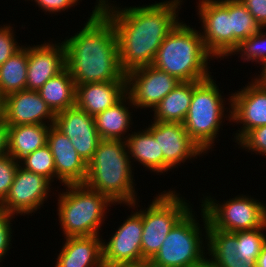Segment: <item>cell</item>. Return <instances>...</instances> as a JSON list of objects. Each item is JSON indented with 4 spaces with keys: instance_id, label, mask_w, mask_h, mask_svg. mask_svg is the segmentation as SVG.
Listing matches in <instances>:
<instances>
[{
    "instance_id": "obj_1",
    "label": "cell",
    "mask_w": 266,
    "mask_h": 267,
    "mask_svg": "<svg viewBox=\"0 0 266 267\" xmlns=\"http://www.w3.org/2000/svg\"><path fill=\"white\" fill-rule=\"evenodd\" d=\"M182 1L121 8L110 0H99V10L115 27L120 66L125 74L153 64L163 40L180 22Z\"/></svg>"
},
{
    "instance_id": "obj_2",
    "label": "cell",
    "mask_w": 266,
    "mask_h": 267,
    "mask_svg": "<svg viewBox=\"0 0 266 267\" xmlns=\"http://www.w3.org/2000/svg\"><path fill=\"white\" fill-rule=\"evenodd\" d=\"M96 1L81 30L63 40L65 66L75 85L126 81L120 66L115 27L99 10V0Z\"/></svg>"
},
{
    "instance_id": "obj_3",
    "label": "cell",
    "mask_w": 266,
    "mask_h": 267,
    "mask_svg": "<svg viewBox=\"0 0 266 267\" xmlns=\"http://www.w3.org/2000/svg\"><path fill=\"white\" fill-rule=\"evenodd\" d=\"M133 164L125 141L101 139L87 163L84 184L108 196L116 205L132 204L138 200Z\"/></svg>"
},
{
    "instance_id": "obj_4",
    "label": "cell",
    "mask_w": 266,
    "mask_h": 267,
    "mask_svg": "<svg viewBox=\"0 0 266 267\" xmlns=\"http://www.w3.org/2000/svg\"><path fill=\"white\" fill-rule=\"evenodd\" d=\"M210 59L200 31L180 21L163 40L152 65L179 81H202L212 74Z\"/></svg>"
},
{
    "instance_id": "obj_5",
    "label": "cell",
    "mask_w": 266,
    "mask_h": 267,
    "mask_svg": "<svg viewBox=\"0 0 266 267\" xmlns=\"http://www.w3.org/2000/svg\"><path fill=\"white\" fill-rule=\"evenodd\" d=\"M58 194L57 215L65 237L100 235L108 207L115 203L106 195L88 188L85 184L64 185ZM68 188V189H67Z\"/></svg>"
},
{
    "instance_id": "obj_6",
    "label": "cell",
    "mask_w": 266,
    "mask_h": 267,
    "mask_svg": "<svg viewBox=\"0 0 266 267\" xmlns=\"http://www.w3.org/2000/svg\"><path fill=\"white\" fill-rule=\"evenodd\" d=\"M212 78L213 76H210L202 81H194L191 104L183 122L187 134L205 154L210 149L213 150L223 120L228 118L226 120L231 121V109L227 106L225 108L227 104L221 95L223 92H220ZM225 111L229 114H225Z\"/></svg>"
},
{
    "instance_id": "obj_7",
    "label": "cell",
    "mask_w": 266,
    "mask_h": 267,
    "mask_svg": "<svg viewBox=\"0 0 266 267\" xmlns=\"http://www.w3.org/2000/svg\"><path fill=\"white\" fill-rule=\"evenodd\" d=\"M200 210L203 229L191 208L170 230L159 251L150 260L152 263L161 267H194L206 260L207 243L204 242L208 220L203 208Z\"/></svg>"
},
{
    "instance_id": "obj_8",
    "label": "cell",
    "mask_w": 266,
    "mask_h": 267,
    "mask_svg": "<svg viewBox=\"0 0 266 267\" xmlns=\"http://www.w3.org/2000/svg\"><path fill=\"white\" fill-rule=\"evenodd\" d=\"M266 224L253 230L228 233L208 224L206 259L215 267H256V260L266 244Z\"/></svg>"
},
{
    "instance_id": "obj_9",
    "label": "cell",
    "mask_w": 266,
    "mask_h": 267,
    "mask_svg": "<svg viewBox=\"0 0 266 267\" xmlns=\"http://www.w3.org/2000/svg\"><path fill=\"white\" fill-rule=\"evenodd\" d=\"M187 201L172 188L158 194L146 209H141L143 261L156 255L173 226L192 208Z\"/></svg>"
},
{
    "instance_id": "obj_10",
    "label": "cell",
    "mask_w": 266,
    "mask_h": 267,
    "mask_svg": "<svg viewBox=\"0 0 266 267\" xmlns=\"http://www.w3.org/2000/svg\"><path fill=\"white\" fill-rule=\"evenodd\" d=\"M202 195L201 207L213 229L234 233L257 229L266 224V203L254 197L241 194L221 203L211 195Z\"/></svg>"
},
{
    "instance_id": "obj_11",
    "label": "cell",
    "mask_w": 266,
    "mask_h": 267,
    "mask_svg": "<svg viewBox=\"0 0 266 267\" xmlns=\"http://www.w3.org/2000/svg\"><path fill=\"white\" fill-rule=\"evenodd\" d=\"M197 5L205 49L214 59L228 58L233 54L231 0H199Z\"/></svg>"
},
{
    "instance_id": "obj_12",
    "label": "cell",
    "mask_w": 266,
    "mask_h": 267,
    "mask_svg": "<svg viewBox=\"0 0 266 267\" xmlns=\"http://www.w3.org/2000/svg\"><path fill=\"white\" fill-rule=\"evenodd\" d=\"M139 200L127 204L135 212H131L123 223L116 229L111 238L102 241L104 267H132L143 261L141 238L143 224ZM138 204V205H137Z\"/></svg>"
},
{
    "instance_id": "obj_13",
    "label": "cell",
    "mask_w": 266,
    "mask_h": 267,
    "mask_svg": "<svg viewBox=\"0 0 266 267\" xmlns=\"http://www.w3.org/2000/svg\"><path fill=\"white\" fill-rule=\"evenodd\" d=\"M52 182L45 176L18 166L13 184L0 209L13 215H30L37 212L48 200ZM19 214V215H18Z\"/></svg>"
},
{
    "instance_id": "obj_14",
    "label": "cell",
    "mask_w": 266,
    "mask_h": 267,
    "mask_svg": "<svg viewBox=\"0 0 266 267\" xmlns=\"http://www.w3.org/2000/svg\"><path fill=\"white\" fill-rule=\"evenodd\" d=\"M181 81L153 65L126 74V93L136 109H154Z\"/></svg>"
},
{
    "instance_id": "obj_15",
    "label": "cell",
    "mask_w": 266,
    "mask_h": 267,
    "mask_svg": "<svg viewBox=\"0 0 266 267\" xmlns=\"http://www.w3.org/2000/svg\"><path fill=\"white\" fill-rule=\"evenodd\" d=\"M228 96V107L231 108V121L239 126L234 135L235 143L239 142L250 130L266 125V87L255 80Z\"/></svg>"
},
{
    "instance_id": "obj_16",
    "label": "cell",
    "mask_w": 266,
    "mask_h": 267,
    "mask_svg": "<svg viewBox=\"0 0 266 267\" xmlns=\"http://www.w3.org/2000/svg\"><path fill=\"white\" fill-rule=\"evenodd\" d=\"M146 129L153 135L164 157V173L205 153L187 134L183 123L152 121ZM202 154V155H201ZM178 165V166H177Z\"/></svg>"
},
{
    "instance_id": "obj_17",
    "label": "cell",
    "mask_w": 266,
    "mask_h": 267,
    "mask_svg": "<svg viewBox=\"0 0 266 267\" xmlns=\"http://www.w3.org/2000/svg\"><path fill=\"white\" fill-rule=\"evenodd\" d=\"M54 126L70 139L86 163L92 159L101 140L93 116L75 105L55 114Z\"/></svg>"
},
{
    "instance_id": "obj_18",
    "label": "cell",
    "mask_w": 266,
    "mask_h": 267,
    "mask_svg": "<svg viewBox=\"0 0 266 267\" xmlns=\"http://www.w3.org/2000/svg\"><path fill=\"white\" fill-rule=\"evenodd\" d=\"M3 120L8 126L43 124L54 125L55 114L38 91L21 90L4 97Z\"/></svg>"
},
{
    "instance_id": "obj_19",
    "label": "cell",
    "mask_w": 266,
    "mask_h": 267,
    "mask_svg": "<svg viewBox=\"0 0 266 267\" xmlns=\"http://www.w3.org/2000/svg\"><path fill=\"white\" fill-rule=\"evenodd\" d=\"M47 144L51 149L55 164V179L62 186L84 184L87 163L78 155L70 139L51 125L47 134Z\"/></svg>"
},
{
    "instance_id": "obj_20",
    "label": "cell",
    "mask_w": 266,
    "mask_h": 267,
    "mask_svg": "<svg viewBox=\"0 0 266 267\" xmlns=\"http://www.w3.org/2000/svg\"><path fill=\"white\" fill-rule=\"evenodd\" d=\"M63 41L28 46L26 90L38 91L50 78L65 68Z\"/></svg>"
},
{
    "instance_id": "obj_21",
    "label": "cell",
    "mask_w": 266,
    "mask_h": 267,
    "mask_svg": "<svg viewBox=\"0 0 266 267\" xmlns=\"http://www.w3.org/2000/svg\"><path fill=\"white\" fill-rule=\"evenodd\" d=\"M75 86V105L93 117L114 106L127 94L126 81L96 82Z\"/></svg>"
},
{
    "instance_id": "obj_22",
    "label": "cell",
    "mask_w": 266,
    "mask_h": 267,
    "mask_svg": "<svg viewBox=\"0 0 266 267\" xmlns=\"http://www.w3.org/2000/svg\"><path fill=\"white\" fill-rule=\"evenodd\" d=\"M65 240L54 267H104L102 236L65 237Z\"/></svg>"
},
{
    "instance_id": "obj_23",
    "label": "cell",
    "mask_w": 266,
    "mask_h": 267,
    "mask_svg": "<svg viewBox=\"0 0 266 267\" xmlns=\"http://www.w3.org/2000/svg\"><path fill=\"white\" fill-rule=\"evenodd\" d=\"M130 106L133 107L134 105L126 94L114 106L94 116L95 127L101 139L121 141L127 139L128 135L125 136V134L128 133L133 124L131 116L133 112H130Z\"/></svg>"
},
{
    "instance_id": "obj_24",
    "label": "cell",
    "mask_w": 266,
    "mask_h": 267,
    "mask_svg": "<svg viewBox=\"0 0 266 267\" xmlns=\"http://www.w3.org/2000/svg\"><path fill=\"white\" fill-rule=\"evenodd\" d=\"M131 163L139 162L143 167L156 174L164 173V157L153 135L145 128L128 134L125 140Z\"/></svg>"
},
{
    "instance_id": "obj_25",
    "label": "cell",
    "mask_w": 266,
    "mask_h": 267,
    "mask_svg": "<svg viewBox=\"0 0 266 267\" xmlns=\"http://www.w3.org/2000/svg\"><path fill=\"white\" fill-rule=\"evenodd\" d=\"M50 126L43 124L9 126L8 154L19 162L46 145Z\"/></svg>"
},
{
    "instance_id": "obj_26",
    "label": "cell",
    "mask_w": 266,
    "mask_h": 267,
    "mask_svg": "<svg viewBox=\"0 0 266 267\" xmlns=\"http://www.w3.org/2000/svg\"><path fill=\"white\" fill-rule=\"evenodd\" d=\"M194 81H181L153 109L154 121L183 123L188 113Z\"/></svg>"
},
{
    "instance_id": "obj_27",
    "label": "cell",
    "mask_w": 266,
    "mask_h": 267,
    "mask_svg": "<svg viewBox=\"0 0 266 267\" xmlns=\"http://www.w3.org/2000/svg\"><path fill=\"white\" fill-rule=\"evenodd\" d=\"M38 93L54 114L75 106L76 86L66 67L50 78Z\"/></svg>"
},
{
    "instance_id": "obj_28",
    "label": "cell",
    "mask_w": 266,
    "mask_h": 267,
    "mask_svg": "<svg viewBox=\"0 0 266 267\" xmlns=\"http://www.w3.org/2000/svg\"><path fill=\"white\" fill-rule=\"evenodd\" d=\"M26 46L22 45L0 66V94L3 97L26 90L28 45Z\"/></svg>"
},
{
    "instance_id": "obj_29",
    "label": "cell",
    "mask_w": 266,
    "mask_h": 267,
    "mask_svg": "<svg viewBox=\"0 0 266 267\" xmlns=\"http://www.w3.org/2000/svg\"><path fill=\"white\" fill-rule=\"evenodd\" d=\"M261 27L240 0H231V30L233 31V51L238 44L256 34Z\"/></svg>"
},
{
    "instance_id": "obj_30",
    "label": "cell",
    "mask_w": 266,
    "mask_h": 267,
    "mask_svg": "<svg viewBox=\"0 0 266 267\" xmlns=\"http://www.w3.org/2000/svg\"><path fill=\"white\" fill-rule=\"evenodd\" d=\"M19 165L26 170L45 176L51 182L55 179V164L48 144L19 161Z\"/></svg>"
},
{
    "instance_id": "obj_31",
    "label": "cell",
    "mask_w": 266,
    "mask_h": 267,
    "mask_svg": "<svg viewBox=\"0 0 266 267\" xmlns=\"http://www.w3.org/2000/svg\"><path fill=\"white\" fill-rule=\"evenodd\" d=\"M266 28H261L256 34L241 41L237 48L233 51L234 54L241 57V60L255 62L262 65L266 61ZM237 52V53H236Z\"/></svg>"
},
{
    "instance_id": "obj_32",
    "label": "cell",
    "mask_w": 266,
    "mask_h": 267,
    "mask_svg": "<svg viewBox=\"0 0 266 267\" xmlns=\"http://www.w3.org/2000/svg\"><path fill=\"white\" fill-rule=\"evenodd\" d=\"M18 166L19 162L8 153L0 156V205L4 202L13 184Z\"/></svg>"
},
{
    "instance_id": "obj_33",
    "label": "cell",
    "mask_w": 266,
    "mask_h": 267,
    "mask_svg": "<svg viewBox=\"0 0 266 267\" xmlns=\"http://www.w3.org/2000/svg\"><path fill=\"white\" fill-rule=\"evenodd\" d=\"M248 152L262 155L266 158V125L250 130L238 143Z\"/></svg>"
},
{
    "instance_id": "obj_34",
    "label": "cell",
    "mask_w": 266,
    "mask_h": 267,
    "mask_svg": "<svg viewBox=\"0 0 266 267\" xmlns=\"http://www.w3.org/2000/svg\"><path fill=\"white\" fill-rule=\"evenodd\" d=\"M13 31L14 27L10 24L0 25V66L22 47L14 39Z\"/></svg>"
},
{
    "instance_id": "obj_35",
    "label": "cell",
    "mask_w": 266,
    "mask_h": 267,
    "mask_svg": "<svg viewBox=\"0 0 266 267\" xmlns=\"http://www.w3.org/2000/svg\"><path fill=\"white\" fill-rule=\"evenodd\" d=\"M13 218H15V215L0 209V262L10 251V246L12 245L11 238L13 235L11 234L13 230L11 222H13Z\"/></svg>"
},
{
    "instance_id": "obj_36",
    "label": "cell",
    "mask_w": 266,
    "mask_h": 267,
    "mask_svg": "<svg viewBox=\"0 0 266 267\" xmlns=\"http://www.w3.org/2000/svg\"><path fill=\"white\" fill-rule=\"evenodd\" d=\"M30 1V0H29ZM36 3V6L42 9L43 12H49V14L61 13L68 10L70 7L77 6L82 0H32ZM57 12V13H56Z\"/></svg>"
},
{
    "instance_id": "obj_37",
    "label": "cell",
    "mask_w": 266,
    "mask_h": 267,
    "mask_svg": "<svg viewBox=\"0 0 266 267\" xmlns=\"http://www.w3.org/2000/svg\"><path fill=\"white\" fill-rule=\"evenodd\" d=\"M256 19L261 28H266V0H240Z\"/></svg>"
},
{
    "instance_id": "obj_38",
    "label": "cell",
    "mask_w": 266,
    "mask_h": 267,
    "mask_svg": "<svg viewBox=\"0 0 266 267\" xmlns=\"http://www.w3.org/2000/svg\"><path fill=\"white\" fill-rule=\"evenodd\" d=\"M9 126L2 120L0 121V156L8 153Z\"/></svg>"
},
{
    "instance_id": "obj_39",
    "label": "cell",
    "mask_w": 266,
    "mask_h": 267,
    "mask_svg": "<svg viewBox=\"0 0 266 267\" xmlns=\"http://www.w3.org/2000/svg\"><path fill=\"white\" fill-rule=\"evenodd\" d=\"M261 73L258 76H255L253 80H255L260 86L266 87V61L262 64Z\"/></svg>"
},
{
    "instance_id": "obj_40",
    "label": "cell",
    "mask_w": 266,
    "mask_h": 267,
    "mask_svg": "<svg viewBox=\"0 0 266 267\" xmlns=\"http://www.w3.org/2000/svg\"><path fill=\"white\" fill-rule=\"evenodd\" d=\"M256 267H266V244L256 260Z\"/></svg>"
},
{
    "instance_id": "obj_41",
    "label": "cell",
    "mask_w": 266,
    "mask_h": 267,
    "mask_svg": "<svg viewBox=\"0 0 266 267\" xmlns=\"http://www.w3.org/2000/svg\"><path fill=\"white\" fill-rule=\"evenodd\" d=\"M132 267H161V266L155 265L150 260H145V261H142V262H140V263H138V264H136L135 266H132Z\"/></svg>"
},
{
    "instance_id": "obj_42",
    "label": "cell",
    "mask_w": 266,
    "mask_h": 267,
    "mask_svg": "<svg viewBox=\"0 0 266 267\" xmlns=\"http://www.w3.org/2000/svg\"><path fill=\"white\" fill-rule=\"evenodd\" d=\"M4 117V97L0 94V121L3 120Z\"/></svg>"
},
{
    "instance_id": "obj_43",
    "label": "cell",
    "mask_w": 266,
    "mask_h": 267,
    "mask_svg": "<svg viewBox=\"0 0 266 267\" xmlns=\"http://www.w3.org/2000/svg\"><path fill=\"white\" fill-rule=\"evenodd\" d=\"M194 267H215L213 264H211L207 259L201 263L200 265L194 266Z\"/></svg>"
}]
</instances>
